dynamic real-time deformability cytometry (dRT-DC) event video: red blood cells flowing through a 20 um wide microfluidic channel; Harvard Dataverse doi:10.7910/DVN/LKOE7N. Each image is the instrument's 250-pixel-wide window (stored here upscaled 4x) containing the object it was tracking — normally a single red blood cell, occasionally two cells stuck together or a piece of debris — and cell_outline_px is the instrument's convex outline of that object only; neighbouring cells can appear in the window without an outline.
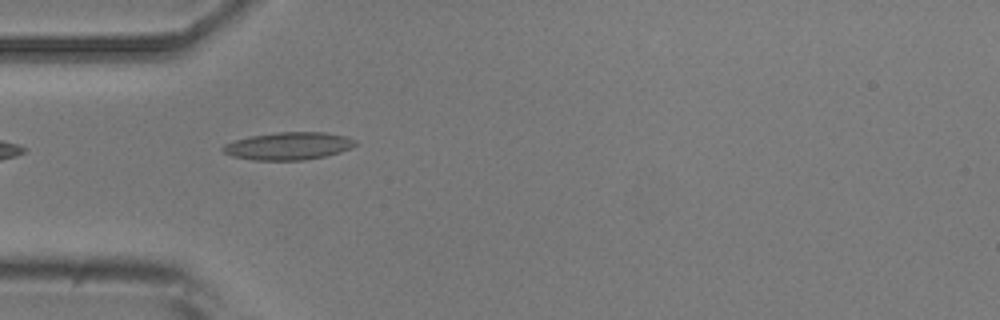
{"species": "common noctule bat (a hibernating species)", "species_latin": "Nyctalus noctula", "temperature_condition": "room temperature", "stored_images_in_passage": 5, "camera_frame_rate_fps": 3000, "um_per_image_px": 0.085, "animal": {"sex": "male", "body_mass_g": 20.5, "forearm_length_mm": 52.5}, "frame": {"image": 1, "passage_image": 4, "time_ms": 4.333, "image_size_px": [1000, 320], "cell_outline_px": [[356, 144], [352, 148], [340, 152], [324, 156], [304, 160], [252, 160], [232, 156], [224, 152], [220, 148], [224, 144], [236, 140], [252, 136], [276, 132], [324, 132], [348, 136], [356, 140]], "centroid_in_image_um": [24.54, 12.41], "position_along_channel_um": 60.5, "area_um2": 21.33}}
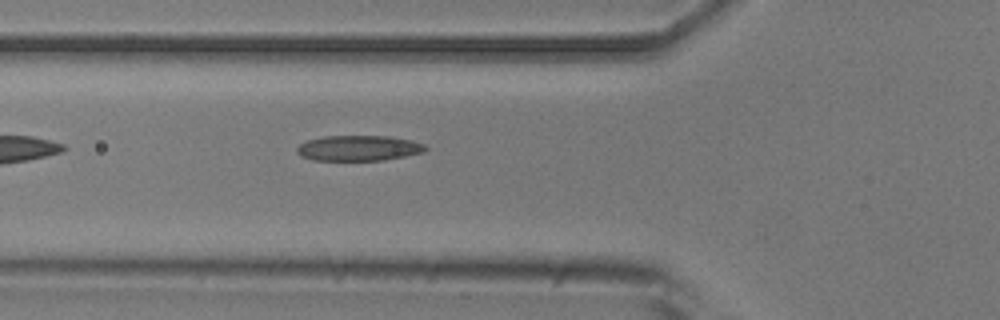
{"frame": {"image": 2, "passage_image": 5, "time_ms": 5.333, "image_size_px": [1000, 320], "cell_outline_px": [[428, 148], [424, 152], [384, 160], [312, 160], [300, 156], [296, 152], [296, 148], [300, 144], [308, 140], [324, 136], [388, 136], [412, 140], [424, 144]], "centroid_in_image_um": [30.48, 12.59], "position_along_channel_um": 95.3, "area_um2": 19.07}}